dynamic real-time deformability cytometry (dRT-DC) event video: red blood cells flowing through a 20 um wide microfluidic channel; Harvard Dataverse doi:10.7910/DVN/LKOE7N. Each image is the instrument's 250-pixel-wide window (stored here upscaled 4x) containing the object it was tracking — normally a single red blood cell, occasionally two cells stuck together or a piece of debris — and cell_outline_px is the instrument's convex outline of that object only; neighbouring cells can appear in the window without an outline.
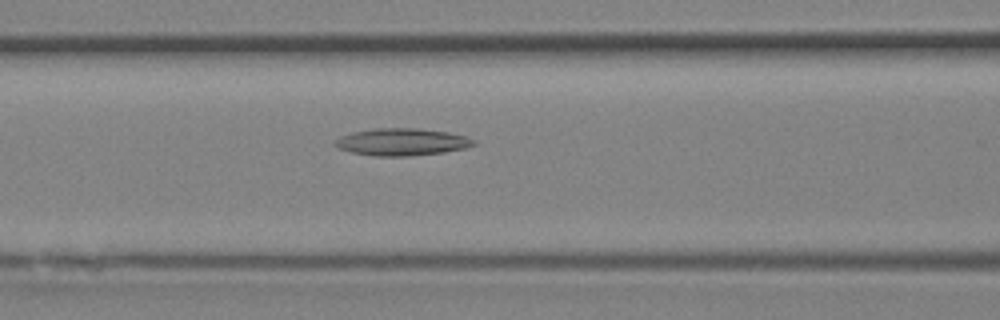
{"species": "Egyptian fruit bat (a non-hibernating species)", "species_latin": "Rousettus aegyptiacus", "temperature_condition": "room temperature", "stored_images_in_passage": 24, "camera_frame_rate_fps": 3000, "um_per_image_px": 0.085, "animal": {"sex": "female"}, "frame": {"image": 1, "passage_image": 5, "time_ms": 1.333, "image_size_px": [1000, 320], "cell_outline_px": [[476, 144], [464, 148], [444, 152], [408, 156], [372, 156], [352, 152], [340, 148], [332, 144], [332, 140], [340, 136], [352, 132], [376, 128], [416, 128], [448, 132], [464, 136], [476, 140]], "centroid_in_image_um": [34.12, 12.06], "position_along_channel_um": 132.5, "area_um2": 22.02}}
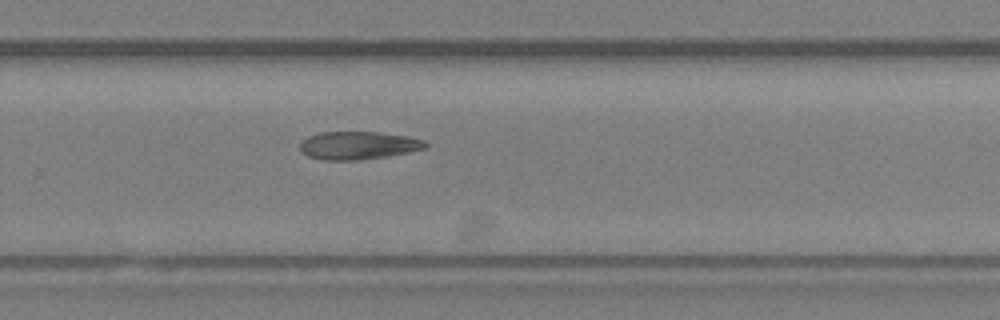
{"frame": {"image": 2, "passage_image": 13, "time_ms": 4.0, "image_size_px": [1000, 320], "cell_outline_px": [[428, 148], [388, 156], [360, 160], [324, 160], [308, 156], [300, 152], [300, 144], [308, 136], [320, 132], [380, 132], [408, 136], [424, 140], [428, 144]], "centroid_in_image_um": [30.47, 12.36], "position_along_channel_um": 299.3, "area_um2": 20.58}}
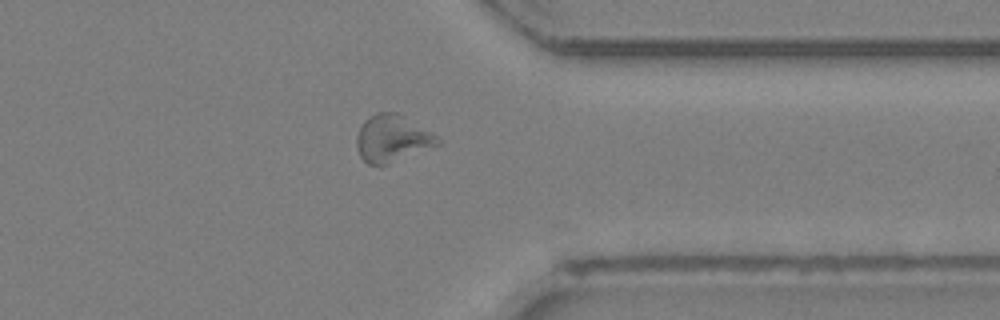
{"frame": {"image": 3, "passage_image": 17, "time_ms": 5.333, "image_size_px": [1000, 320], "cell_outline_px": [[440, 144], [384, 164], [368, 164], [360, 156], [356, 144], [356, 136], [364, 120], [376, 112], [400, 112], [432, 132], [440, 140]], "centroid_in_image_um": [33.32, 11.72], "position_along_channel_um": 378.1, "area_um2": 21.91}}